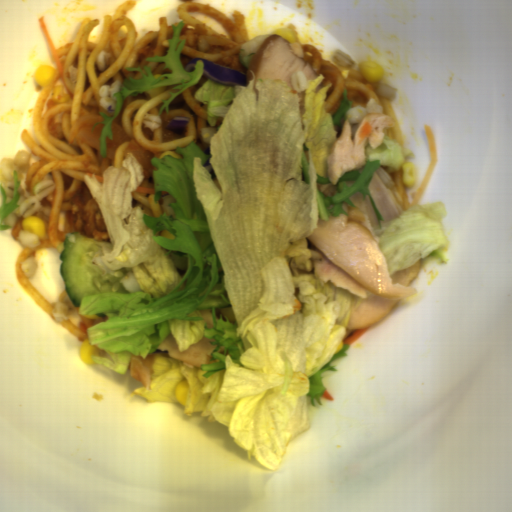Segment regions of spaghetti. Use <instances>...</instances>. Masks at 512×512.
Segmentation results:
<instances>
[{
  "instance_id": "1",
  "label": "spaghetti",
  "mask_w": 512,
  "mask_h": 512,
  "mask_svg": "<svg viewBox=\"0 0 512 512\" xmlns=\"http://www.w3.org/2000/svg\"><path fill=\"white\" fill-rule=\"evenodd\" d=\"M137 0L123 1L112 13L104 14V25L98 43L88 40L100 20L87 17L78 29L73 42L58 47L56 53L61 64L62 78L57 65L51 82L42 86L35 102L32 122L37 141L25 129L21 140L31 156L38 157L26 170L24 190L34 196L33 189L40 180H53L55 189L40 200L41 207L31 216L42 219L45 225V238L38 246L27 248L21 245L17 236L23 231L22 221L17 217L11 227V237L20 244L22 251L15 264L17 278L32 300L52 319L54 307L29 281L21 264L29 256L33 259L40 250L62 251L66 235L79 232L84 238H92L111 244V239L102 213L88 185L85 174L102 178L109 166L123 168L122 162L127 152H132L144 168V177L139 187L153 188L152 172L158 170L151 159H162L171 154L176 159H184L177 147L184 148L191 141L205 154L210 155V144L201 137L202 128H210L206 104L195 100L194 93L209 80L204 73L194 86L178 94L168 106V114L162 100L171 99L170 93L181 85L160 87L128 96L123 100L122 109L112 121V140L106 139V158L101 157L100 135L105 124L98 112L109 118L115 113L112 105L104 109L99 90L119 80L141 79L140 71L125 68L150 67L154 78L162 74H172L164 62H149L147 57L165 56L170 48L174 30L167 25V17H159L160 29L151 30L137 40L136 30L128 13ZM101 50L107 53L106 70L99 72L96 58ZM55 86L66 87L73 98L66 102L52 100ZM145 114L161 117L158 129L145 128L142 123ZM189 117L185 134L180 135L168 129L172 118ZM93 130V131H92Z\"/></svg>"
},
{
  "instance_id": "2",
  "label": "spaghetti",
  "mask_w": 512,
  "mask_h": 512,
  "mask_svg": "<svg viewBox=\"0 0 512 512\" xmlns=\"http://www.w3.org/2000/svg\"><path fill=\"white\" fill-rule=\"evenodd\" d=\"M191 11L203 12L217 18L230 38L215 33L189 16L188 12ZM178 17L180 22L183 21L179 40H185V46L180 52L184 69L192 58H201L247 74V68L239 60L240 49L243 50L250 40L243 12L235 11L228 17L221 10L190 1L180 4Z\"/></svg>"
},
{
  "instance_id": "3",
  "label": "spaghetti",
  "mask_w": 512,
  "mask_h": 512,
  "mask_svg": "<svg viewBox=\"0 0 512 512\" xmlns=\"http://www.w3.org/2000/svg\"><path fill=\"white\" fill-rule=\"evenodd\" d=\"M301 49L303 53L301 59L309 64L315 74V78L319 75L324 76L315 87L314 92L317 93L318 90L331 83L324 98L326 112H330L333 115L338 110L344 98V89H347V100L353 101L352 107L360 105L366 109L368 101L374 98L376 104L383 106L382 114L388 115L395 122L393 128L386 129L385 136L397 141L404 147L399 117L393 104L376 93V87L380 83L369 82L361 74L360 69L357 68L351 69L345 77L331 61L322 57L318 47L307 43L302 44Z\"/></svg>"
},
{
  "instance_id": "4",
  "label": "spaghetti",
  "mask_w": 512,
  "mask_h": 512,
  "mask_svg": "<svg viewBox=\"0 0 512 512\" xmlns=\"http://www.w3.org/2000/svg\"><path fill=\"white\" fill-rule=\"evenodd\" d=\"M132 194L131 208L140 206L141 210L151 217H160L165 212L167 216L173 215L176 219V214L173 208L168 206L169 203H177L175 198L168 194H161V198L157 203L154 202V193H140L130 191Z\"/></svg>"
},
{
  "instance_id": "5",
  "label": "spaghetti",
  "mask_w": 512,
  "mask_h": 512,
  "mask_svg": "<svg viewBox=\"0 0 512 512\" xmlns=\"http://www.w3.org/2000/svg\"><path fill=\"white\" fill-rule=\"evenodd\" d=\"M107 319L108 317L106 315L98 316V319L91 320L83 316V314H79V307L76 306L69 310L68 320L60 321V323L68 334L72 335L83 343L84 340H89L87 328L96 323L107 321Z\"/></svg>"
},
{
  "instance_id": "6",
  "label": "spaghetti",
  "mask_w": 512,
  "mask_h": 512,
  "mask_svg": "<svg viewBox=\"0 0 512 512\" xmlns=\"http://www.w3.org/2000/svg\"><path fill=\"white\" fill-rule=\"evenodd\" d=\"M389 177L394 184L395 191L400 194L401 209L404 212L405 210H407L409 208V198H408V187H405V185L402 182L403 168L389 174Z\"/></svg>"
}]
</instances>
